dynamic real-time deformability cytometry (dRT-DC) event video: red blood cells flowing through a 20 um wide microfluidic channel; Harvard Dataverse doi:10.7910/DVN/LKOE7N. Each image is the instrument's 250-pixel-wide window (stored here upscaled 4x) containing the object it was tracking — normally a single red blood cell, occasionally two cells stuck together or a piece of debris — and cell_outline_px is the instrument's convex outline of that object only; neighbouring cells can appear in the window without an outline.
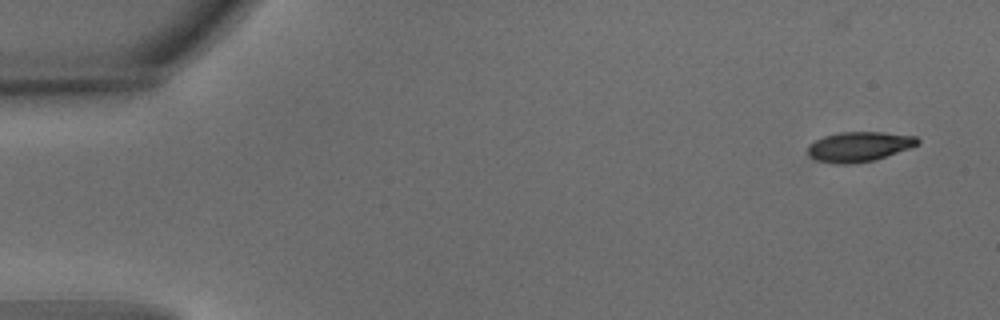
{"species": "common noctule bat (a hibernating species)", "species_latin": "Nyctalus noctula", "temperature_condition": "warm", "stored_images_in_passage": 4, "camera_frame_rate_fps": 3000, "um_per_image_px": 0.085, "animal": {"sex": "male", "body_mass_g": 15.6}, "frame": {"image": 1, "passage_image": 1, "time_ms": 0.0, "image_size_px": [1000, 320], "cell_outline_px": [[920, 144], [872, 160], [848, 164], [836, 164], [812, 160], [808, 156], [808, 144], [824, 136], [840, 132], [884, 132], [916, 136], [920, 140]], "centroid_in_image_um": [72.97, 12.46], "position_along_channel_um": 12.0, "area_um2": 19.07}}
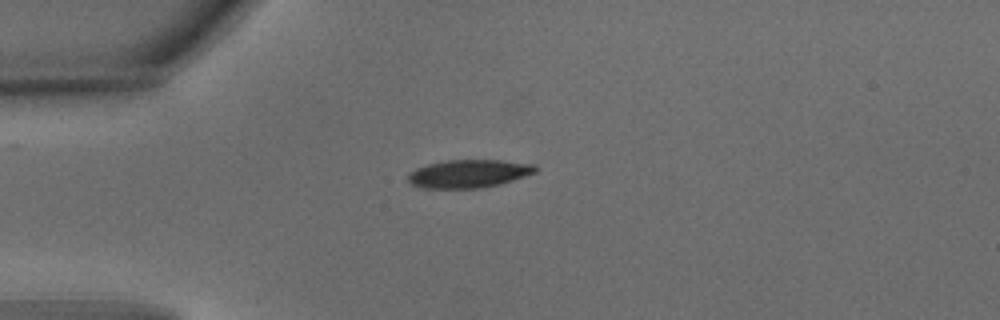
{"frame": {"image": 2, "passage_image": 4, "time_ms": 1.0, "image_size_px": [1000, 320], "cell_outline_px": [[536, 172], [500, 184], [480, 188], [424, 188], [412, 184], [408, 180], [408, 172], [416, 168], [428, 164], [448, 160], [500, 160], [532, 164], [536, 168]], "centroid_in_image_um": [39.81, 14.76], "position_along_channel_um": 45.2, "area_um2": 20.63}}